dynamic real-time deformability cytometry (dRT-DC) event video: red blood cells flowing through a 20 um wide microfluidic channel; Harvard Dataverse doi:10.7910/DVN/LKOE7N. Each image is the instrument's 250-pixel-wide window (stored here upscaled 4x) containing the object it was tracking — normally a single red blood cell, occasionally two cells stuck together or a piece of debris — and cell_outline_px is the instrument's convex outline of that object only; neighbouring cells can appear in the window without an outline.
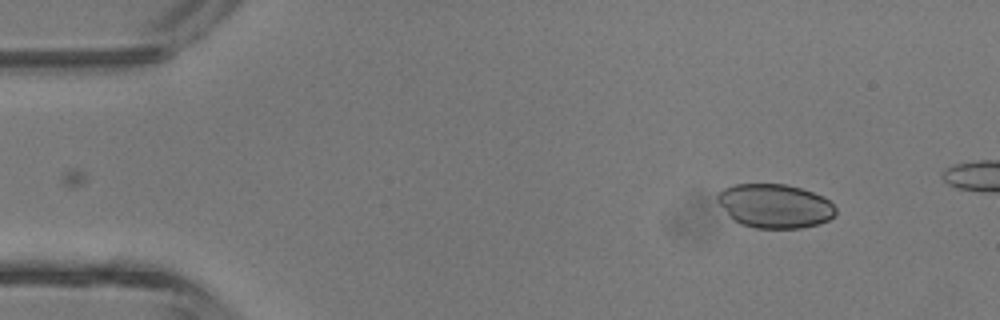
{"species": "common noctule bat (a hibernating species)", "species_latin": "Nyctalus noctula", "temperature_condition": "room temperature", "stored_images_in_passage": 3, "camera_frame_rate_fps": 3000, "um_per_image_px": 0.085, "animal": {"sex": "male", "body_mass_g": 13.3}, "frame": {"image": 1, "passage_image": 1, "time_ms": 0.0, "image_size_px": [1000, 320], "cell_outline_px": [[836, 216], [820, 224], [800, 228], [756, 228], [740, 224], [732, 220], [728, 216], [716, 200], [716, 196], [724, 188], [736, 184], [784, 184], [800, 188], [824, 196], [836, 208]], "centroid_in_image_um": [65.85, 17.52], "position_along_channel_um": 19.1, "area_um2": 30.52}}